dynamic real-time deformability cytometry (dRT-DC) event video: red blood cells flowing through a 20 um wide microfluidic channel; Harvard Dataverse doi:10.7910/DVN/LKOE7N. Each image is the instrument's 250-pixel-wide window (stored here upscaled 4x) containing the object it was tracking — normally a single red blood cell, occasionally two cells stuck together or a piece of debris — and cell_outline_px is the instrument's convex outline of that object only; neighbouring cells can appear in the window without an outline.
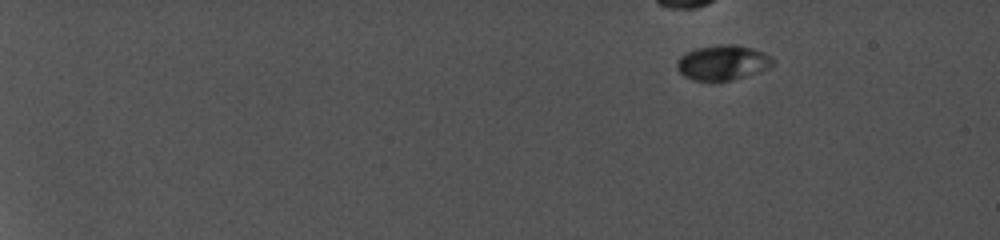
{"species": "common noctule bat (a hibernating species)", "species_latin": "Nyctalus noctula", "temperature_condition": "cold", "stored_images_in_passage": 11, "camera_frame_rate_fps": 5000, "um_per_image_px": 0.085, "animal": {"sex": "female", "body_mass_g": 19.0, "forearm_length_mm": 56.7}, "frame": {"image": 1, "passage_image": 1, "time_ms": 0.0, "image_size_px": [1000, 240], "cell_outline_px": [[776, 64], [760, 72], [728, 80], [692, 80], [684, 76], [680, 72], [676, 64], [676, 60], [680, 56], [696, 48], [720, 44], [736, 44], [752, 48], [764, 52], [772, 56], [776, 60]], "centroid_in_image_um": [61.48, 5.3], "position_along_channel_um": 23.5, "area_um2": 19.65}}